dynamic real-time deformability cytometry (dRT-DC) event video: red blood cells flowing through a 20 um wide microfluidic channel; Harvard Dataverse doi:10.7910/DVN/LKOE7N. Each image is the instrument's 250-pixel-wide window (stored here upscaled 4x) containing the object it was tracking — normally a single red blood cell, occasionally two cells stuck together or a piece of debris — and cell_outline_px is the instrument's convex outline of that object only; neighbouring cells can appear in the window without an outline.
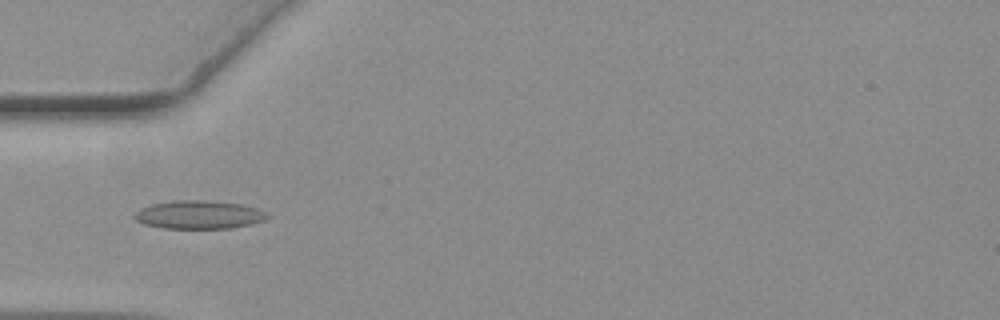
{"species": "common noctule bat (a hibernating species)", "species_latin": "Nyctalus noctula", "temperature_condition": "warm", "stored_images_in_passage": 13, "camera_frame_rate_fps": 3000, "um_per_image_px": 0.085, "animal": {"sex": "female", "body_mass_g": 19.3, "forearm_length_mm": 54.1}, "frame": {"image": 1, "passage_image": 3, "time_ms": 0.667, "image_size_px": [1000, 320], "cell_outline_px": [[272, 216], [264, 220], [252, 224], [232, 228], [164, 228], [144, 224], [136, 220], [132, 216], [140, 208], [152, 204], [172, 200], [204, 200], [240, 204], [256, 208], [268, 212]], "centroid_in_image_um": [16.93, 18.25], "position_along_channel_um": 68.1, "area_um2": 22.02}}
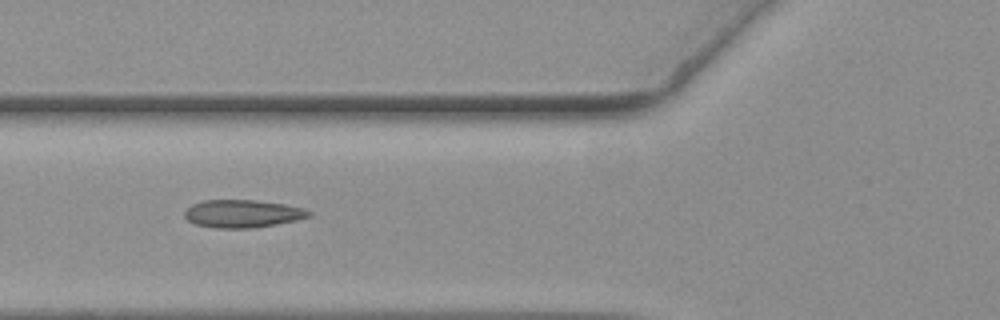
{"frame": {"image": 2, "passage_image": 6, "time_ms": 1.667, "image_size_px": [1000, 320], "cell_outline_px": [[312, 216], [296, 220], [276, 224], [252, 228], [216, 228], [196, 224], [188, 220], [184, 216], [184, 212], [192, 204], [204, 200], [256, 200], [284, 204], [304, 208], [312, 212]], "centroid_in_image_um": [20.64, 18.16], "position_along_channel_um": 105.2, "area_um2": 20.11}}
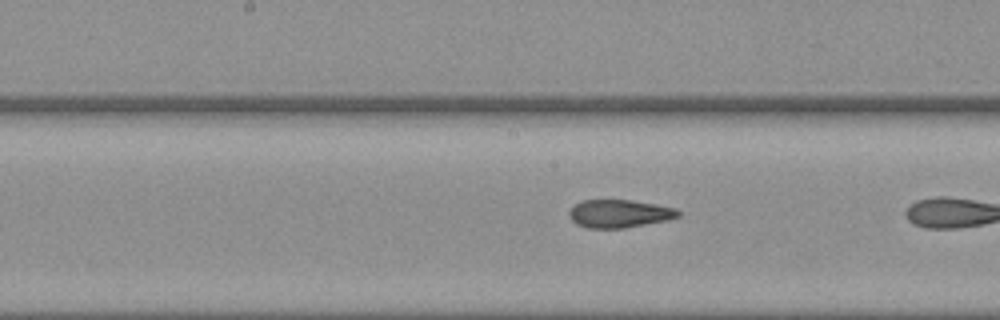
{"frame": {"image": 3, "passage_image": 11, "time_ms": 3.333, "image_size_px": [1000, 320], "cell_outline_px": [[680, 216], [668, 220], [624, 228], [588, 228], [576, 224], [568, 216], [568, 212], [580, 200], [632, 200], [656, 204], [676, 208], [680, 212]], "centroid_in_image_um": [52.64, 18.16], "position_along_channel_um": 195.6, "area_um2": 17.86}}